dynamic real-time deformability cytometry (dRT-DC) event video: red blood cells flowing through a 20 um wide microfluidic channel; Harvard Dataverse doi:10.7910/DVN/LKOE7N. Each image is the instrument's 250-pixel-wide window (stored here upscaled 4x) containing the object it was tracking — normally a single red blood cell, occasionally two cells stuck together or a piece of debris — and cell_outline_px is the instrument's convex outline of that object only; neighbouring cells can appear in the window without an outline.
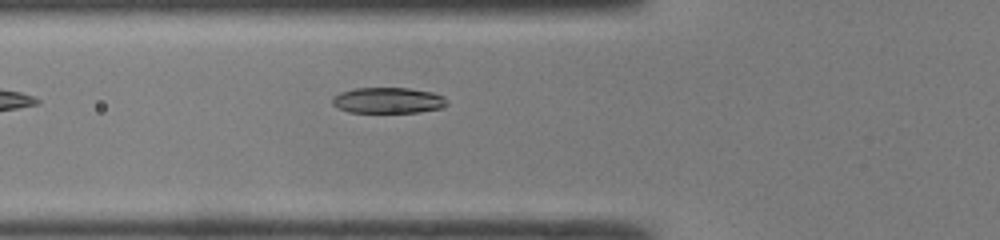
{"species": "common noctule bat (a hibernating species)", "species_latin": "Nyctalus noctula", "temperature_condition": "room temperature", "stored_images_in_passage": 29, "camera_frame_rate_fps": 3000, "um_per_image_px": 0.085, "animal": {"sex": "male", "body_mass_g": 19.0, "forearm_length_mm": 50.8}, "frame": {"image": 1, "passage_image": 3, "time_ms": 0.667, "image_size_px": [1000, 240], "cell_outline_px": [[448, 104], [440, 108], [416, 112], [348, 112], [332, 104], [332, 96], [340, 92], [352, 88], [408, 88], [432, 92], [444, 96], [448, 100]], "centroid_in_image_um": [32.98, 8.52], "position_along_channel_um": 92.8, "area_um2": 17.28}}
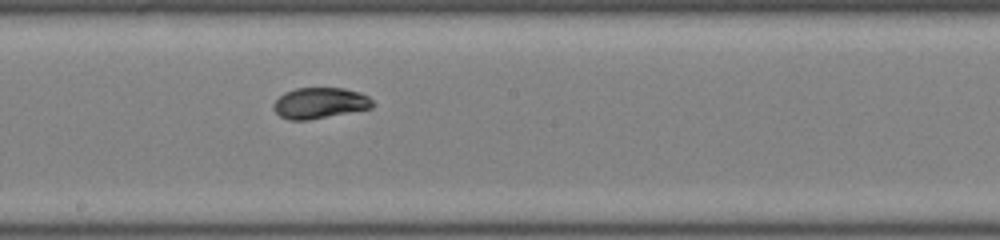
{"frame": {"image": 2, "passage_image": 12, "time_ms": 3.667, "image_size_px": [1000, 240], "cell_outline_px": [[376, 104], [372, 108], [308, 120], [288, 120], [280, 116], [272, 108], [272, 104], [284, 92], [296, 88], [344, 88], [360, 92], [368, 96]], "centroid_in_image_um": [27.19, 8.76], "position_along_channel_um": 221.0, "area_um2": 17.98}}
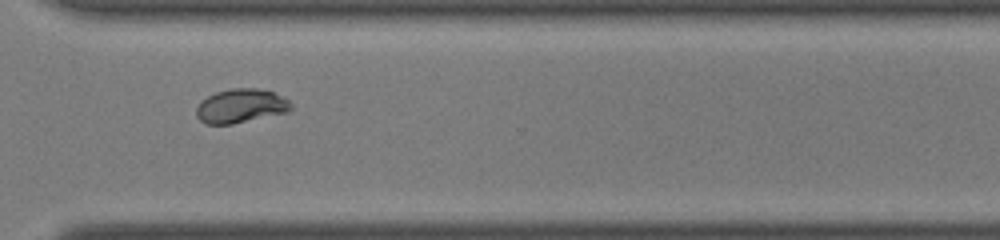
{"frame": {"image": 3, "passage_image": 21, "time_ms": 6.667, "image_size_px": [1000, 240], "cell_outline_px": [[292, 108], [288, 112], [232, 124], [208, 124], [200, 120], [196, 116], [196, 108], [200, 100], [216, 92], [232, 88], [256, 88], [272, 92], [288, 100], [292, 104]], "centroid_in_image_um": [20.45, 9.01], "position_along_channel_um": 350.2, "area_um2": 18.67}}